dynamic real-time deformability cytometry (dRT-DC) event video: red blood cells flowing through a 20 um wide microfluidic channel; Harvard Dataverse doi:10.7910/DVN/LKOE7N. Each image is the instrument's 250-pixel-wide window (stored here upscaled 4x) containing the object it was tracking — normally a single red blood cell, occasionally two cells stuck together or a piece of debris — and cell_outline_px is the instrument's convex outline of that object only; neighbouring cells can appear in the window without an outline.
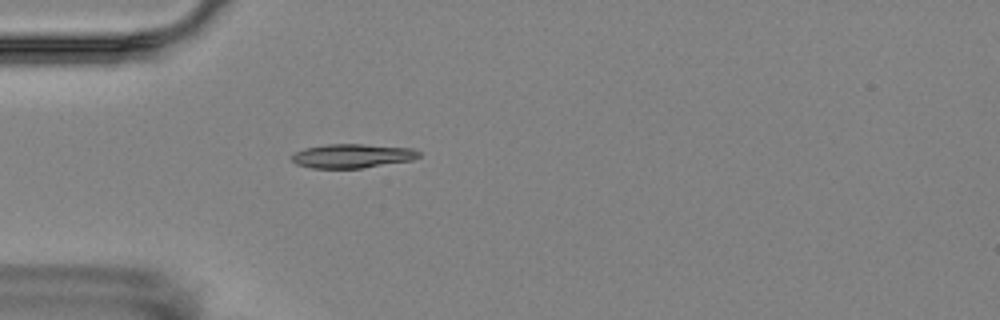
{"species": "Egyptian fruit bat (a non-hibernating species)", "species_latin": "Rousettus aegyptiacus", "temperature_condition": "room temperature", "stored_images_in_passage": 1, "camera_frame_rate_fps": 3000, "um_per_image_px": 0.085, "animal": {"sex": "female"}, "frame": {"image": 1, "passage_image": 1, "time_ms": 0.0, "image_size_px": [1000, 320], "cell_outline_px": [[420, 156], [412, 160], [364, 168], [312, 168], [296, 164], [292, 160], [292, 156], [296, 152], [304, 148], [328, 144], [364, 144], [412, 148], [420, 152]], "centroid_in_image_um": [29.96, 13.25], "position_along_channel_um": 55.0, "area_um2": 17.8}}